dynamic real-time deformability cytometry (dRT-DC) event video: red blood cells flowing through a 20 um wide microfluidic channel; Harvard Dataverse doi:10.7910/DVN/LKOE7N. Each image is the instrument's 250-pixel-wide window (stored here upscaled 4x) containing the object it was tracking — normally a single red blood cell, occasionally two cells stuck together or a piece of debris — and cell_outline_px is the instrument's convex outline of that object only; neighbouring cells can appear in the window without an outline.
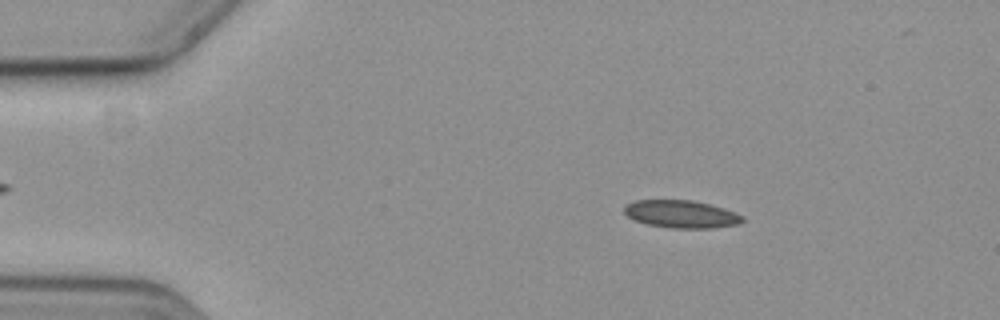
{"species": "common noctule bat (a hibernating species)", "species_latin": "Nyctalus noctula", "temperature_condition": "cold", "stored_images_in_passage": 58, "camera_frame_rate_fps": 3000, "um_per_image_px": 0.085, "animal": {"sex": "female", "body_mass_g": 19.3, "forearm_length_mm": 54.1}, "frame": {"image": 1, "passage_image": 10, "time_ms": 3.0, "image_size_px": [1000, 320], "cell_outline_px": [[744, 220], [736, 224], [712, 228], [668, 228], [648, 224], [632, 220], [624, 212], [624, 208], [628, 204], [636, 200], [692, 200], [724, 208], [736, 212], [744, 216]], "centroid_in_image_um": [57.9, 18.2], "position_along_channel_um": 27.1, "area_um2": 19.02}}
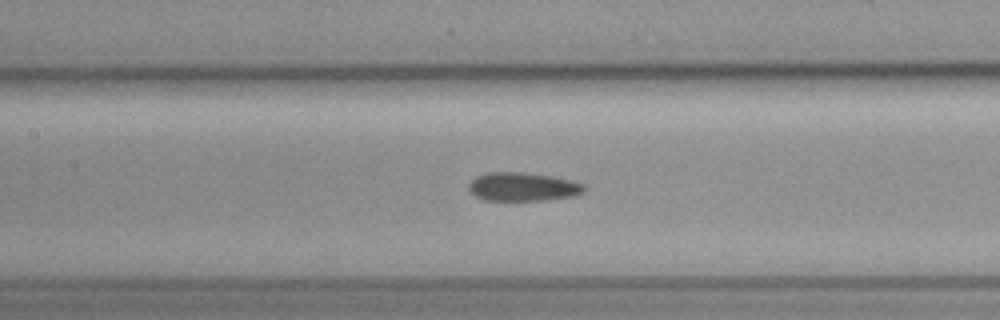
{"frame": {"image": 2, "passage_image": 27, "time_ms": 8.667, "image_size_px": [1000, 320], "cell_outline_px": [[588, 188], [584, 192], [572, 196], [548, 200], [484, 200], [476, 196], [468, 188], [468, 184], [476, 176], [488, 172], [524, 172], [552, 176], [572, 180], [584, 184]], "centroid_in_image_um": [44.47, 15.87], "position_along_channel_um": 162.9, "area_um2": 19.36}}
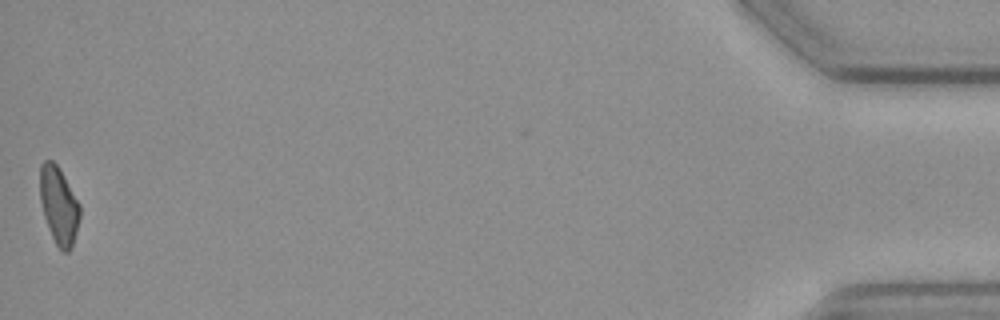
{"frame": {"image": 3, "passage_image": 58, "time_ms": 19.0, "image_size_px": [1000, 320], "cell_outline_px": [[80, 216], [72, 248], [68, 252], [64, 252], [56, 244], [48, 228], [44, 216], [40, 200], [40, 164], [44, 160], [52, 160], [56, 164], [80, 204]], "centroid_in_image_um": [4.99, 17.47], "position_along_channel_um": 430.2, "area_um2": 17.8}}